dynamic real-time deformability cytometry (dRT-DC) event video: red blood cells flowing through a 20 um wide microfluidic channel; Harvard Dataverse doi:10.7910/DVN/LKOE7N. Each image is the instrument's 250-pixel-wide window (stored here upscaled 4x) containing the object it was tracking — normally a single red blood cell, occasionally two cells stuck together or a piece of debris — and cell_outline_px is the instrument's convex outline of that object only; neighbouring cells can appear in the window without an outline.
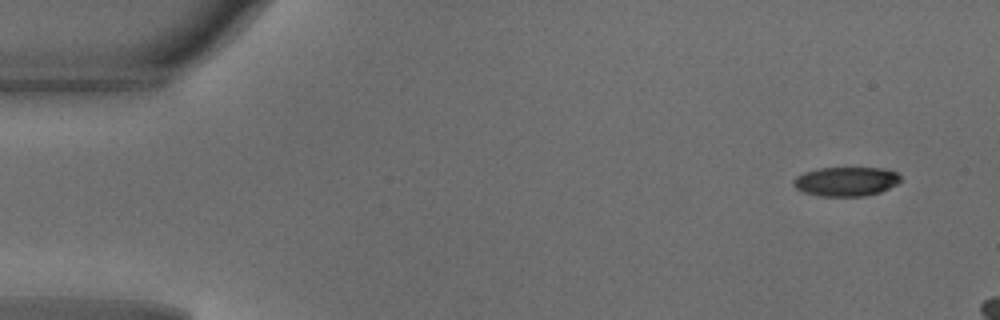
{"species": "common noctule bat (a hibernating species)", "species_latin": "Nyctalus noctula", "temperature_condition": "warm", "stored_images_in_passage": 8, "camera_frame_rate_fps": 3000, "um_per_image_px": 0.085, "animal": {"sex": "male", "body_mass_g": 18.8}, "frame": {"image": 1, "passage_image": 1, "time_ms": 0.0, "image_size_px": [1000, 320], "cell_outline_px": [[900, 180], [896, 184], [880, 192], [864, 196], [820, 196], [800, 192], [792, 184], [792, 180], [796, 176], [804, 172], [820, 168], [884, 168], [896, 172], [900, 176]], "centroid_in_image_um": [71.86, 15.43], "position_along_channel_um": 13.1, "area_um2": 18.32}}